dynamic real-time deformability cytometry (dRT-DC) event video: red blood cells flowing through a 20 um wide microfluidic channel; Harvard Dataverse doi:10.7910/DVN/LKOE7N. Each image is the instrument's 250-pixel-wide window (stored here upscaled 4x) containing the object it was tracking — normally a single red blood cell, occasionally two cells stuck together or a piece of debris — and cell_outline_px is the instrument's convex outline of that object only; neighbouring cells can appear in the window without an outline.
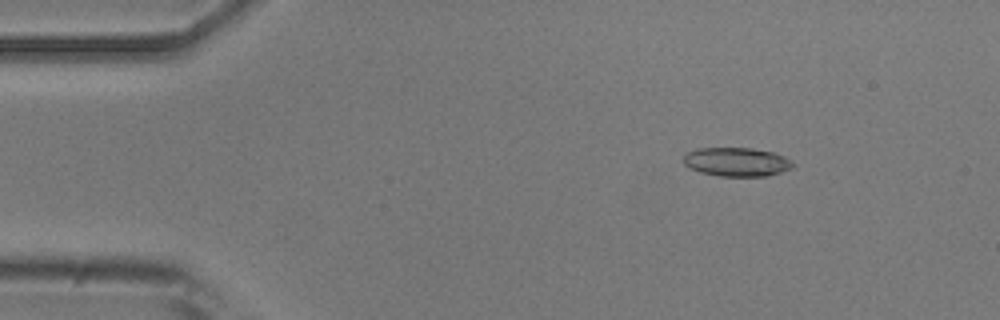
{"species": "common noctule bat (a hibernating species)", "species_latin": "Nyctalus noctula", "temperature_condition": "room temperature", "stored_images_in_passage": 6, "camera_frame_rate_fps": 3000, "um_per_image_px": 0.085, "animal": {"sex": "male", "body_mass_g": 20.5, "forearm_length_mm": 52.5}, "frame": {"image": 1, "passage_image": 2, "time_ms": 1.333, "image_size_px": [1000, 320], "cell_outline_px": [[796, 164], [792, 168], [768, 176], [720, 176], [700, 172], [688, 168], [684, 164], [684, 152], [696, 148], [752, 148], [772, 152], [784, 156]], "centroid_in_image_um": [62.59, 13.76], "position_along_channel_um": 22.4, "area_um2": 18.55}}
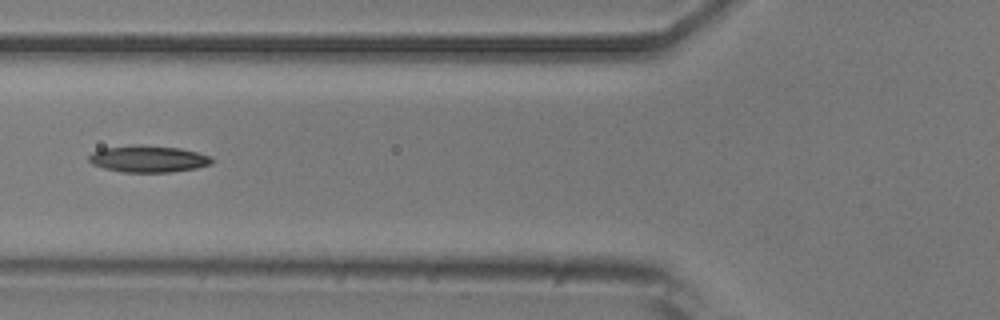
{"frame": {"image": 2, "passage_image": 6, "time_ms": 5.667, "image_size_px": [1000, 320], "cell_outline_px": [[216, 160], [212, 164], [196, 168], [172, 172], [124, 172], [104, 168], [92, 164], [88, 160], [88, 156], [92, 152], [104, 148], [136, 144], [140, 144], [180, 148], [212, 156]], "centroid_in_image_um": [12.63, 13.5], "position_along_channel_um": 113.2, "area_um2": 19.36}}